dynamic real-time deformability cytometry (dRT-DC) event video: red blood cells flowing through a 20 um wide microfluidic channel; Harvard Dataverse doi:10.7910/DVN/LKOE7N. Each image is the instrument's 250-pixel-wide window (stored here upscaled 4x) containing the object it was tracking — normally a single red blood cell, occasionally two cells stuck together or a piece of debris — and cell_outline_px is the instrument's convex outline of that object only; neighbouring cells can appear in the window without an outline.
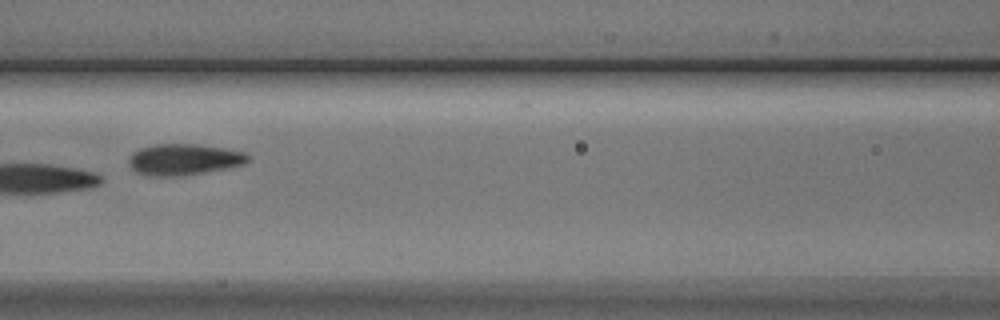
{"species": "Egyptian fruit bat (a non-hibernating species)", "species_latin": "Rousettus aegyptiacus", "temperature_condition": "cold", "stored_images_in_passage": 10, "camera_frame_rate_fps": 3000, "um_per_image_px": 0.085, "animal": {"sex": "male"}, "frame": {"image": 1, "passage_image": 7, "time_ms": 8.0, "image_size_px": [1000, 320], "cell_outline_px": [[248, 160], [244, 164], [204, 172], [176, 176], [148, 176], [136, 172], [128, 164], [128, 156], [132, 152], [140, 148], [156, 144], [200, 144], [248, 152]], "centroid_in_image_um": [15.59, 13.54], "position_along_channel_um": 151.0, "area_um2": 21.73}}
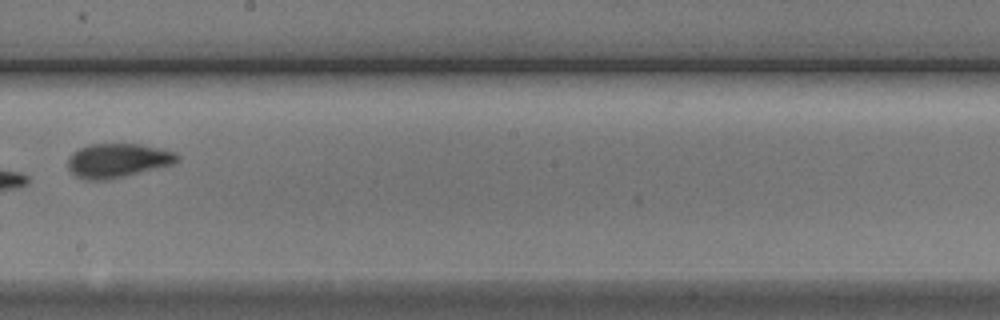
{"frame": {"image": 2, "passage_image": 9, "time_ms": 10.333, "image_size_px": [1000, 320], "cell_outline_px": [[180, 160], [172, 164], [124, 176], [104, 180], [84, 180], [76, 176], [68, 168], [68, 156], [72, 152], [88, 144], [140, 144], [160, 148], [176, 152], [180, 156]], "centroid_in_image_um": [9.99, 13.63], "position_along_channel_um": 238.2, "area_um2": 21.73}}
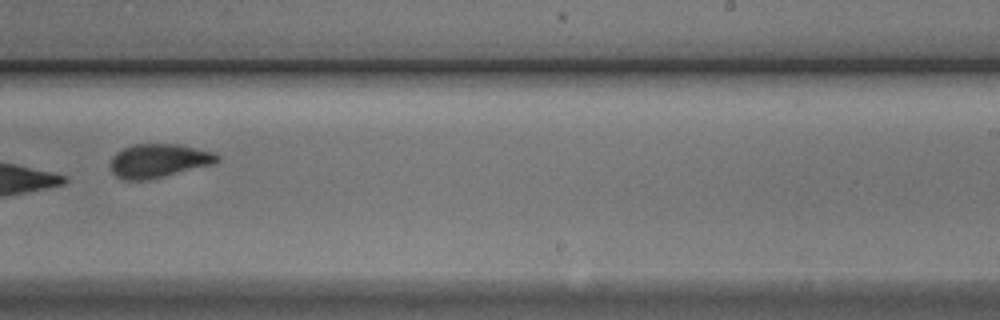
{"frame": {"image": 3, "passage_image": 10, "time_ms": 11.333, "image_size_px": [1000, 320], "cell_outline_px": [[220, 160], [216, 164], [164, 176], [144, 180], [124, 180], [116, 176], [112, 172], [108, 164], [112, 156], [116, 152], [132, 144], [180, 144], [216, 152], [220, 156]], "centroid_in_image_um": [13.51, 13.65], "position_along_channel_um": 275.5, "area_um2": 21.39}}